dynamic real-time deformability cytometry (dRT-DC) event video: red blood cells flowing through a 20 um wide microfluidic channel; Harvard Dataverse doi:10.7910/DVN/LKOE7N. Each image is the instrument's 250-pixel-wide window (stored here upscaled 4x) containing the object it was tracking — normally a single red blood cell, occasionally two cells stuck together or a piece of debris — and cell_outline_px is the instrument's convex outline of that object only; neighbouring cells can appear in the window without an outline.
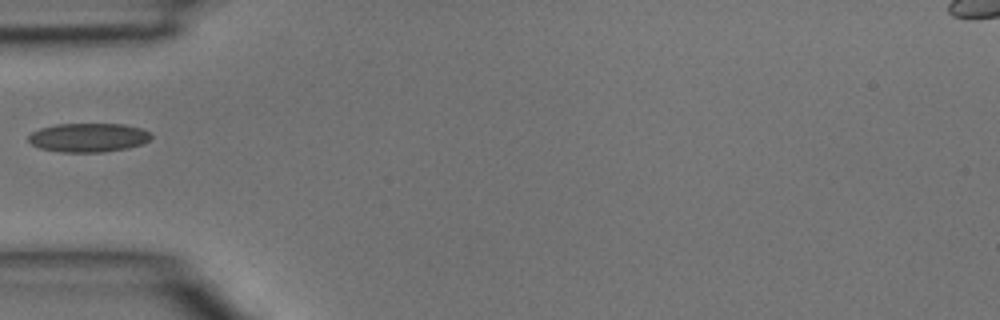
{"species": "common noctule bat (a hibernating species)", "species_latin": "Nyctalus noctula", "temperature_condition": "room temperature", "stored_images_in_passage": 3, "camera_frame_rate_fps": 3000, "um_per_image_px": 0.085, "animal": {"sex": "male", "body_mass_g": 15.6}, "frame": {"image": 1, "passage_image": 3, "time_ms": 0.667, "image_size_px": [1000, 320], "cell_outline_px": [[152, 136], [144, 144], [128, 148], [104, 152], [60, 152], [40, 148], [32, 144], [28, 140], [28, 136], [32, 132], [40, 128], [56, 124], [124, 124], [140, 128], [152, 132]], "centroid_in_image_um": [7.54, 11.69], "position_along_channel_um": 77.5, "area_um2": 20.81}}